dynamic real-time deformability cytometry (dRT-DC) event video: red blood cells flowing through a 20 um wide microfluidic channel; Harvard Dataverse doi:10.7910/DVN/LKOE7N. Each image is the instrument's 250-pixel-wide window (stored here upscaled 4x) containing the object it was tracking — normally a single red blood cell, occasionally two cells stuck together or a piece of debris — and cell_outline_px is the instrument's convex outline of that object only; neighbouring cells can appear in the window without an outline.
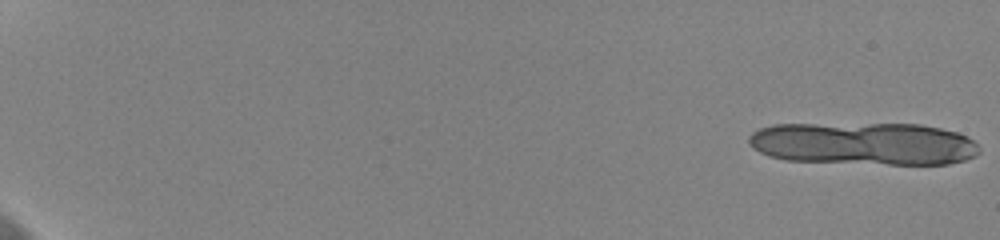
{"species": "human", "species_latin": "Homo sapiens", "temperature_condition": "cold", "stored_images_in_passage": 15, "camera_frame_rate_fps": 3000, "um_per_image_px": 0.085, "donor": {"sex": "female"}, "frame": {"image": 1, "passage_image": 1, "time_ms": 0.0, "image_size_px": [1000, 240], "cell_outline_px": [[980, 152], [976, 156], [964, 160], [948, 164], [888, 164], [784, 160], [768, 156], [752, 148], [748, 144], [748, 136], [752, 132], [760, 128], [772, 124], [920, 124], [940, 128], [956, 132], [972, 140], [980, 148]], "centroid_in_image_um": [73.39, 12.21], "position_along_channel_um": 11.6, "area_um2": 57.57}}